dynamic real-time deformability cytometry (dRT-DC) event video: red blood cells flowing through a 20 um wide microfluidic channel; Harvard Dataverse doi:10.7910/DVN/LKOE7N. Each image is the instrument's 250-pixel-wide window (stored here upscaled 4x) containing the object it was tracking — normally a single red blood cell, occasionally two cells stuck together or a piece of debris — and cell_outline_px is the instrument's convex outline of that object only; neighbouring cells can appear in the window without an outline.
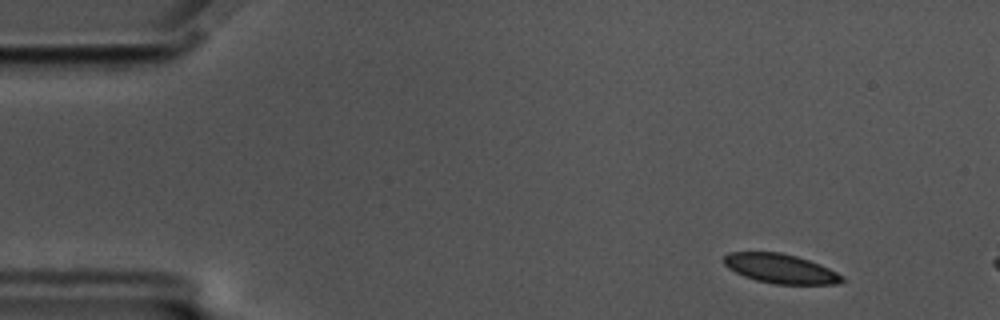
{"species": "common noctule bat (a hibernating species)", "species_latin": "Nyctalus noctula", "temperature_condition": "cold", "stored_images_in_passage": 9, "camera_frame_rate_fps": 3000, "um_per_image_px": 0.085, "animal": {"sex": "male", "body_mass_g": 17.5, "forearm_length_mm": 52.3}, "frame": {"image": 1, "passage_image": 2, "time_ms": 0.333, "image_size_px": [1000, 320], "cell_outline_px": [[844, 280], [840, 284], [776, 284], [756, 280], [744, 276], [728, 268], [724, 264], [724, 256], [728, 252], [780, 252], [796, 256], [820, 264], [844, 276]], "centroid_in_image_um": [66.35, 22.83], "position_along_channel_um": 18.7, "area_um2": 20.17}}